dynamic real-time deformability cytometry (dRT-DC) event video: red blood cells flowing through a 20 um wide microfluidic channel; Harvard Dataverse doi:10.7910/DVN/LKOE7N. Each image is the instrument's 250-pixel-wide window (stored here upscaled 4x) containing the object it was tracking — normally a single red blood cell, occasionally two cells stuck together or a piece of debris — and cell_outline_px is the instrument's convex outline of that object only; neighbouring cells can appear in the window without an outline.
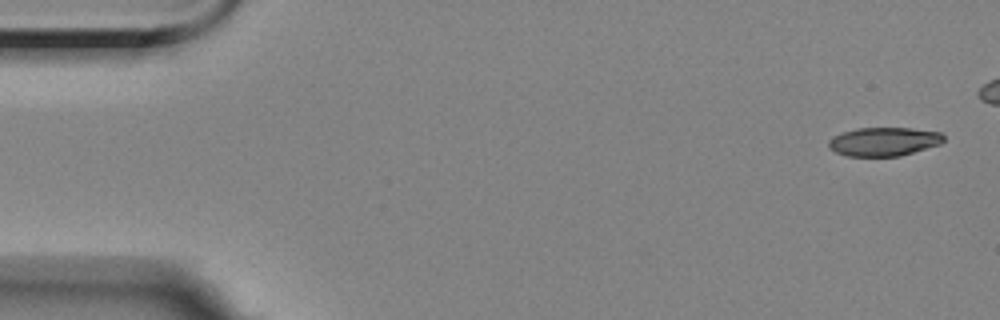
{"species": "Egyptian fruit bat (a non-hibernating species)", "species_latin": "Rousettus aegyptiacus", "temperature_condition": "room temperature", "stored_images_in_passage": 6, "camera_frame_rate_fps": 3000, "um_per_image_px": 0.085, "animal": {"sex": "female"}, "frame": {"image": 1, "passage_image": 1, "time_ms": 0.0, "image_size_px": [1000, 320], "cell_outline_px": [[944, 140], [940, 144], [900, 156], [848, 156], [836, 152], [828, 148], [828, 140], [832, 136], [856, 128], [912, 128], [940, 132], [944, 136]], "centroid_in_image_um": [75.11, 12.03], "position_along_channel_um": 9.9, "area_um2": 19.25}}